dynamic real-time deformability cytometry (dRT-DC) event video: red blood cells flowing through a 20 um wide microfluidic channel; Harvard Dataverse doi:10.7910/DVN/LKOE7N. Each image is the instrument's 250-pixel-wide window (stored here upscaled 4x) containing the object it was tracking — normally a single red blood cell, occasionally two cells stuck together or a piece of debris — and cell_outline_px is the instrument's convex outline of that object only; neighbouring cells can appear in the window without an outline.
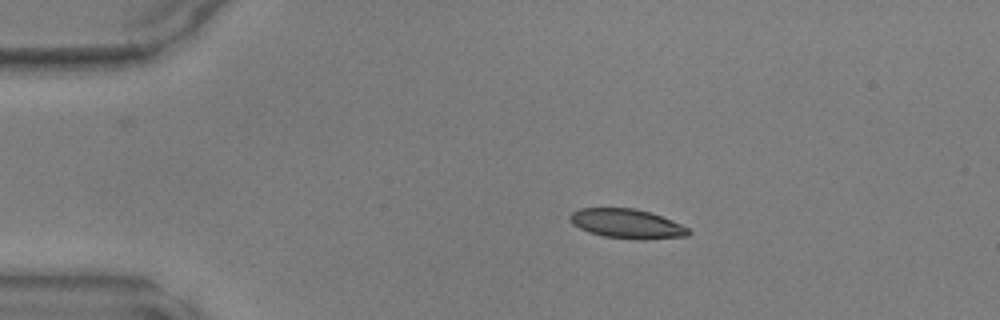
{"species": "common noctule bat (a hibernating species)", "species_latin": "Nyctalus noctula", "temperature_condition": "warm", "stored_images_in_passage": 39, "camera_frame_rate_fps": 3000, "um_per_image_px": 0.085, "animal": {"sex": "male", "body_mass_g": 17.9, "forearm_length_mm": 54.2}, "frame": {"image": 1, "passage_image": 1, "time_ms": 0.0, "image_size_px": [1000, 320], "cell_outline_px": [[692, 232], [688, 236], [644, 240], [640, 240], [604, 236], [588, 232], [572, 224], [568, 216], [572, 212], [580, 208], [636, 208], [672, 220], [688, 228]], "centroid_in_image_um": [53.29, 19.02], "position_along_channel_um": 31.7, "area_um2": 20.35}}
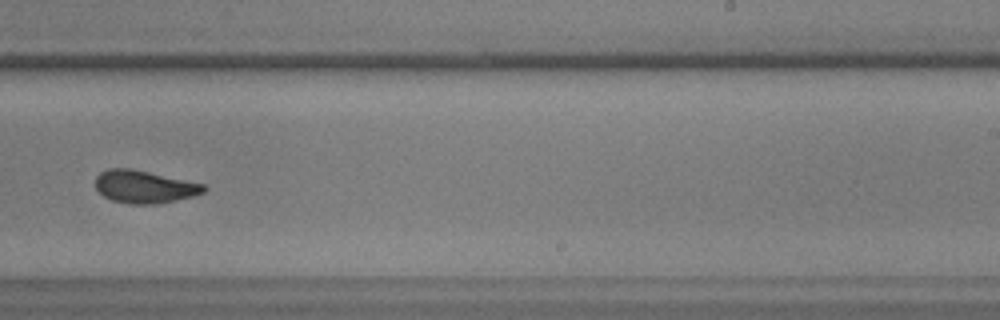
{"frame": {"image": 2, "passage_image": 22, "time_ms": 7.0, "image_size_px": [1000, 320], "cell_outline_px": [[208, 188], [204, 192], [192, 196], [160, 204], [128, 204], [112, 200], [104, 196], [96, 188], [96, 176], [100, 172], [108, 168], [128, 168], [148, 172], [204, 184]], "centroid_in_image_um": [12.26, 15.88], "position_along_channel_um": 276.7, "area_um2": 20.52}}
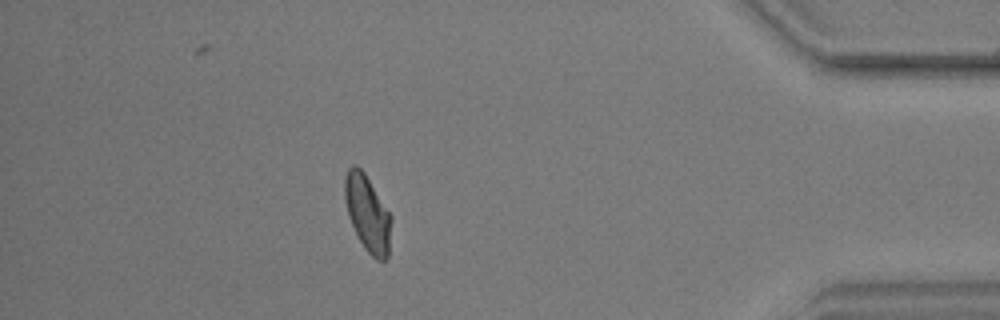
{"frame": {"image": 3, "passage_image": 34, "time_ms": 11.0, "image_size_px": [1000, 320], "cell_outline_px": [[392, 220], [388, 260], [376, 260], [364, 248], [348, 216], [344, 200], [344, 180], [348, 168], [352, 164], [356, 164], [364, 172], [392, 216]], "centroid_in_image_um": [31.25, 18.14], "position_along_channel_um": 404.0, "area_um2": 20.81}}